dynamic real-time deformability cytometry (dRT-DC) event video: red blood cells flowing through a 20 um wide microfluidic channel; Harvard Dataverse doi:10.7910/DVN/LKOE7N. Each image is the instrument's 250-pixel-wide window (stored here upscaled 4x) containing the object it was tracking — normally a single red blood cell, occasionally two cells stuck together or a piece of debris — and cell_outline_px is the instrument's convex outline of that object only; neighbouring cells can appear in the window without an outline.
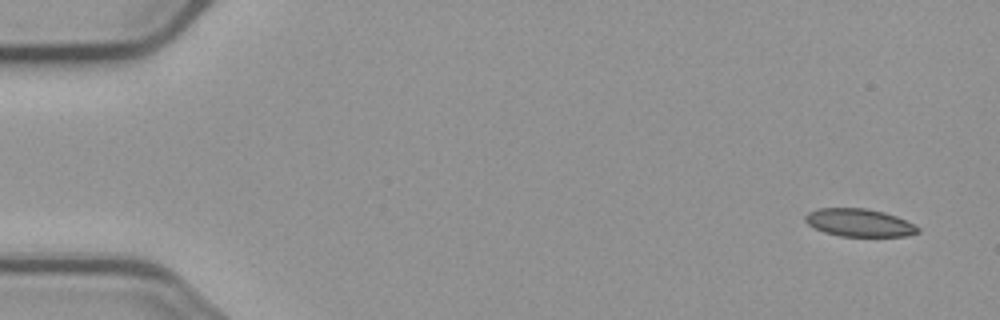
{"species": "common noctule bat (a hibernating species)", "species_latin": "Nyctalus noctula", "temperature_condition": "cold", "stored_images_in_passage": 4, "camera_frame_rate_fps": 3000, "um_per_image_px": 0.085, "animal": {"sex": "male", "body_mass_g": 23.1, "forearm_length_mm": 52.7}, "frame": {"image": 1, "passage_image": 1, "time_ms": 0.0, "image_size_px": [1000, 320], "cell_outline_px": [[920, 232], [904, 236], [840, 236], [824, 232], [808, 224], [804, 220], [804, 216], [808, 212], [820, 208], [864, 208], [884, 212], [896, 216], [920, 228]], "centroid_in_image_um": [73.01, 18.93], "position_along_channel_um": 12.0, "area_um2": 18.09}}
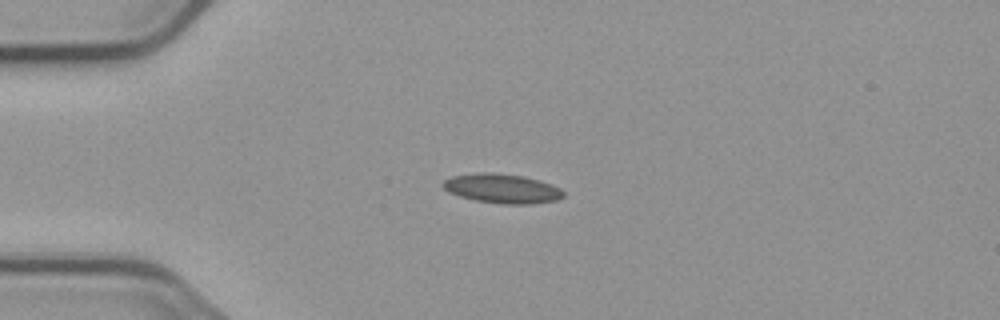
{"frame": {"image": 2, "passage_image": 4, "time_ms": 3.667, "image_size_px": [1000, 320], "cell_outline_px": [[564, 196], [556, 200], [532, 204], [500, 204], [476, 200], [460, 196], [448, 192], [440, 184], [444, 180], [452, 176], [524, 176], [540, 180], [552, 184], [560, 188], [564, 192]], "centroid_in_image_um": [42.76, 16.09], "position_along_channel_um": 42.2, "area_um2": 19.54}}